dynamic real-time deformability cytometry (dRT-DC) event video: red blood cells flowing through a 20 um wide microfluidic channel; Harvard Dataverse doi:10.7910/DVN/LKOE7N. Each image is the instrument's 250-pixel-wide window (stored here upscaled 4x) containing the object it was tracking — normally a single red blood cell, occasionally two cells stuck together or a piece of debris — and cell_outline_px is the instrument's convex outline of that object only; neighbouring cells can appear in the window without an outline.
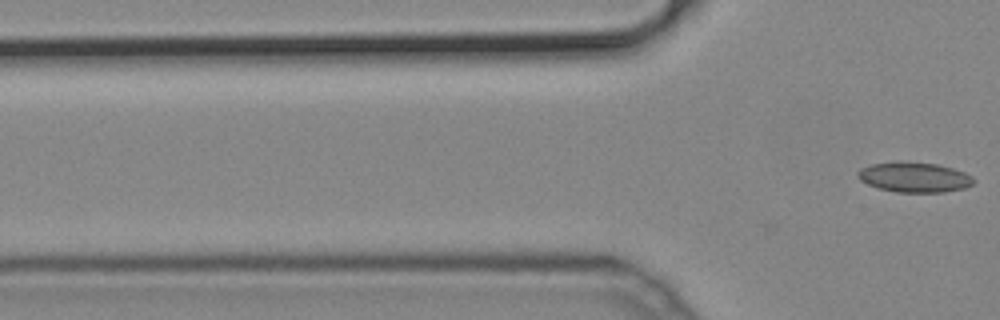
{"species": "common noctule bat (a hibernating species)", "species_latin": "Nyctalus noctula", "temperature_condition": "cold", "stored_images_in_passage": 14, "camera_frame_rate_fps": 3000, "um_per_image_px": 0.085, "animal": {"sex": "male", "body_mass_g": 19.2, "forearm_length_mm": 51.8}, "frame": {"image": 1, "passage_image": 14, "time_ms": 4.333, "image_size_px": [1000, 320], "cell_outline_px": [[972, 184], [964, 188], [944, 192], [896, 192], [876, 188], [860, 180], [856, 176], [856, 172], [860, 168], [872, 164], [896, 160], [904, 160], [936, 164], [952, 168], [964, 172], [972, 176]], "centroid_in_image_um": [77.64, 15.04], "position_along_channel_um": 48.2, "area_um2": 20.58}}